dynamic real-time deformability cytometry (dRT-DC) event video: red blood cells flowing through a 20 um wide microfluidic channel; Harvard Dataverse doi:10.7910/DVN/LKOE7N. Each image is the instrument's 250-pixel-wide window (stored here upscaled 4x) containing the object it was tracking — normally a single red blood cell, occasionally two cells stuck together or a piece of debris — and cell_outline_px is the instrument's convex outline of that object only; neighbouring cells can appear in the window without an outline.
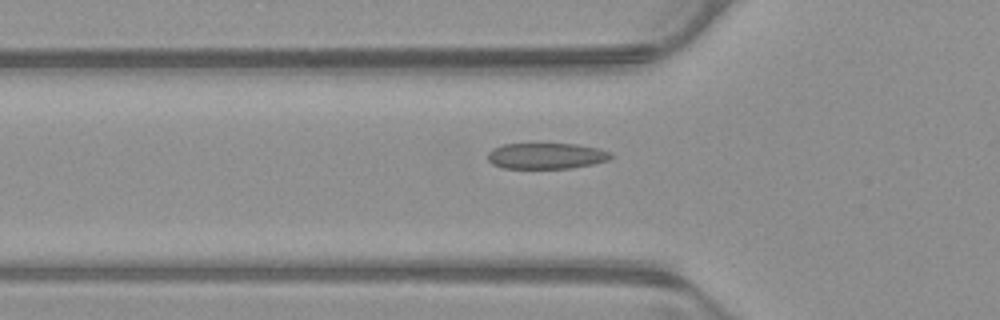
{"species": "common noctule bat (a hibernating species)", "species_latin": "Nyctalus noctula", "temperature_condition": "warm", "stored_images_in_passage": 34, "camera_frame_rate_fps": 3000, "um_per_image_px": 0.085, "animal": {"sex": "male", "body_mass_g": 23.1, "forearm_length_mm": 52.7}, "frame": {"image": 1, "passage_image": 4, "time_ms": 1.0, "image_size_px": [1000, 320], "cell_outline_px": [[612, 156], [608, 160], [592, 164], [572, 168], [504, 168], [492, 164], [488, 160], [488, 152], [492, 148], [504, 144], [576, 144], [596, 148], [612, 152]], "centroid_in_image_um": [46.42, 13.25], "position_along_channel_um": 79.4, "area_um2": 18.55}}
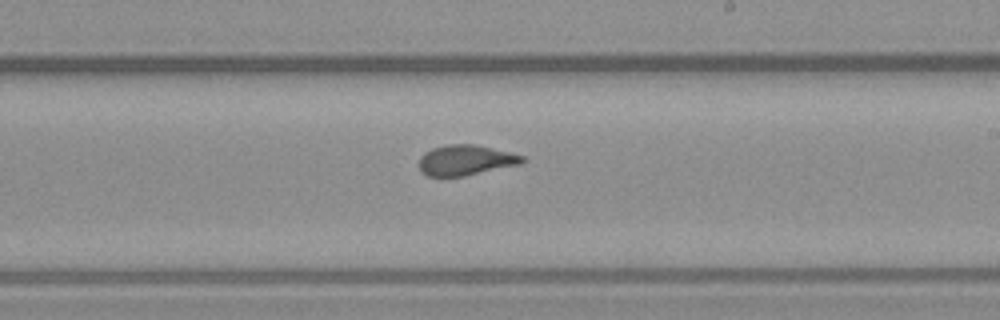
{"frame": {"image": 2, "passage_image": 17, "time_ms": 5.333, "image_size_px": [1000, 320], "cell_outline_px": [[528, 160], [520, 164], [464, 176], [428, 176], [420, 172], [420, 156], [424, 152], [432, 148], [448, 144], [472, 144], [512, 152], [524, 156]], "centroid_in_image_um": [39.6, 13.61], "position_along_channel_um": 249.4, "area_um2": 18.32}}
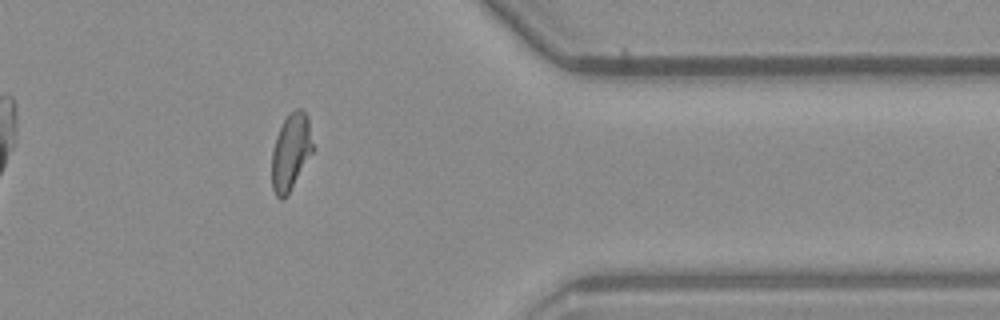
{"frame": {"image": 3, "passage_image": 29, "time_ms": 9.333, "image_size_px": [1000, 320], "cell_outline_px": [[316, 148], [284, 200], [280, 200], [276, 196], [272, 188], [272, 152], [276, 136], [284, 120], [296, 108], [300, 108], [308, 116]], "centroid_in_image_um": [24.76, 12.92], "position_along_channel_um": 386.6, "area_um2": 18.61}}